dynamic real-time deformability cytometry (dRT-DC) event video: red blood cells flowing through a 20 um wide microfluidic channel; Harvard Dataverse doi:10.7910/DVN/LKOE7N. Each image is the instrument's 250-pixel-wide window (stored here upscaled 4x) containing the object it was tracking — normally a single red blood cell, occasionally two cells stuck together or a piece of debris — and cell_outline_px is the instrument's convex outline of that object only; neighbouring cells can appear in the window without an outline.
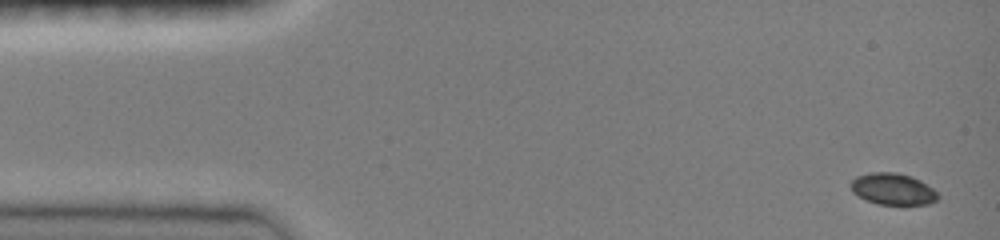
{"species": "common noctule bat (a hibernating species)", "species_latin": "Nyctalus noctula", "temperature_condition": "room temperature", "stored_images_in_passage": 18, "camera_frame_rate_fps": 3000, "um_per_image_px": 0.085, "animal": {"sex": "female", "body_mass_g": 19.0, "forearm_length_mm": 51.5}, "frame": {"image": 1, "passage_image": 1, "time_ms": 0.0, "image_size_px": [1000, 240], "cell_outline_px": [[936, 200], [928, 204], [904, 208], [876, 204], [852, 192], [852, 180], [856, 176], [872, 172], [896, 172], [912, 176], [920, 180], [932, 188], [936, 192]], "centroid_in_image_um": [75.92, 16.11], "position_along_channel_um": 9.1, "area_um2": 16.47}}
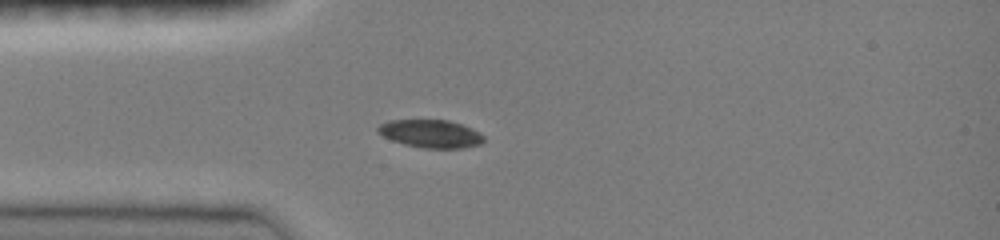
{"frame": {"image": 2, "passage_image": 12, "time_ms": 3.667, "image_size_px": [1000, 240], "cell_outline_px": [[484, 140], [480, 144], [460, 148], [424, 148], [404, 144], [392, 140], [376, 132], [376, 128], [380, 124], [388, 120], [448, 120], [472, 128], [480, 132], [484, 136]], "centroid_in_image_um": [36.6, 11.36], "position_along_channel_um": 48.4, "area_um2": 17.22}}
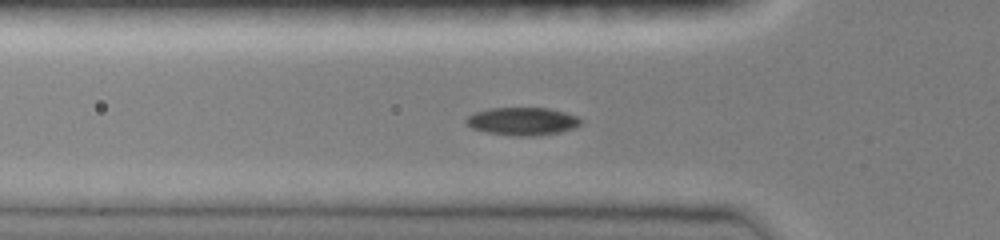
{"frame": {"image": 3, "passage_image": 16, "time_ms": 4.667, "image_size_px": [1000, 240], "cell_outline_px": [[584, 120], [580, 124], [572, 128], [560, 132], [540, 136], [516, 136], [488, 132], [472, 128], [464, 124], [464, 120], [468, 116], [476, 112], [488, 108], [548, 108], [580, 116]], "centroid_in_image_um": [44.42, 10.31], "position_along_channel_um": 81.4, "area_um2": 18.79}}